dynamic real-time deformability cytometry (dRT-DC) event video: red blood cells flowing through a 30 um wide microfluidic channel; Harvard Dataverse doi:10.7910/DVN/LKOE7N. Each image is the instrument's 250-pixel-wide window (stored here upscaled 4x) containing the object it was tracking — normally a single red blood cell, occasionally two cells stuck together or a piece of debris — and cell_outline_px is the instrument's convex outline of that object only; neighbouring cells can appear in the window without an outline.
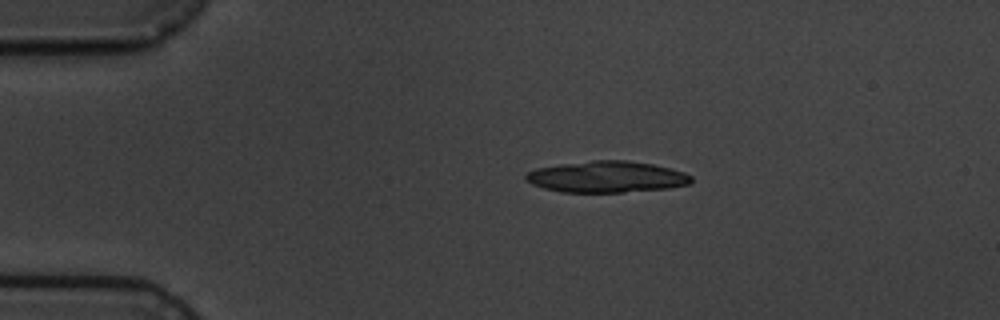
{"species": "common noctule bat (a hibernating species)", "species_latin": "Nyctalus noctula", "temperature_condition": "cold", "stored_images_in_passage": 1, "camera_frame_rate_fps": 3000, "um_per_image_px": 0.085, "animal": {"sex": "male", "body_mass_g": 19.5, "forearm_length_mm": 54.6}, "frame": {"image": 1, "passage_image": 1, "time_ms": 0.0, "image_size_px": [1000, 320], "cell_outline_px": [[692, 180], [688, 184], [668, 188], [624, 192], [564, 192], [544, 188], [532, 184], [524, 180], [524, 176], [528, 172], [536, 168], [560, 164], [592, 160], [628, 160], [652, 164], [684, 172], [692, 176]], "centroid_in_image_um": [51.54, 15.03], "position_along_channel_um": 33.5, "area_um2": 30.17}}